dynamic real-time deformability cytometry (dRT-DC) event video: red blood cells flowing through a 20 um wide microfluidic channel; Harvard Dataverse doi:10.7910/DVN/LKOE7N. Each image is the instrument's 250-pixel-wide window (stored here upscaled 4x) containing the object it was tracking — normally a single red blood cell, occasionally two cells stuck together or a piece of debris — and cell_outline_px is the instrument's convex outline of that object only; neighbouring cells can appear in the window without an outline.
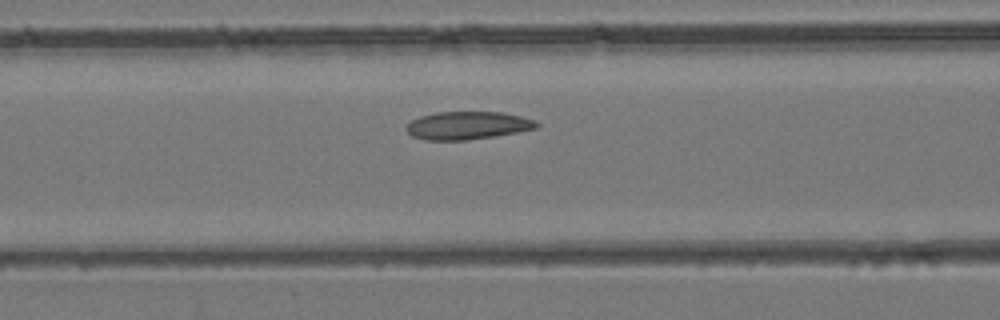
{"species": "common noctule bat (a hibernating species)", "species_latin": "Nyctalus noctula", "temperature_condition": "room temperature", "stored_images_in_passage": 43, "camera_frame_rate_fps": 3000, "um_per_image_px": 0.085, "animal": {"sex": "female", "body_mass_g": 24.6, "forearm_length_mm": 56.2}, "frame": {"image": 1, "passage_image": 15, "time_ms": 4.667, "image_size_px": [1000, 320], "cell_outline_px": [[540, 124], [536, 128], [516, 132], [468, 140], [424, 140], [412, 136], [404, 128], [412, 120], [420, 116], [436, 112], [500, 112], [520, 116], [536, 120]], "centroid_in_image_um": [39.72, 10.66], "position_along_channel_um": 126.9, "area_um2": 21.1}}
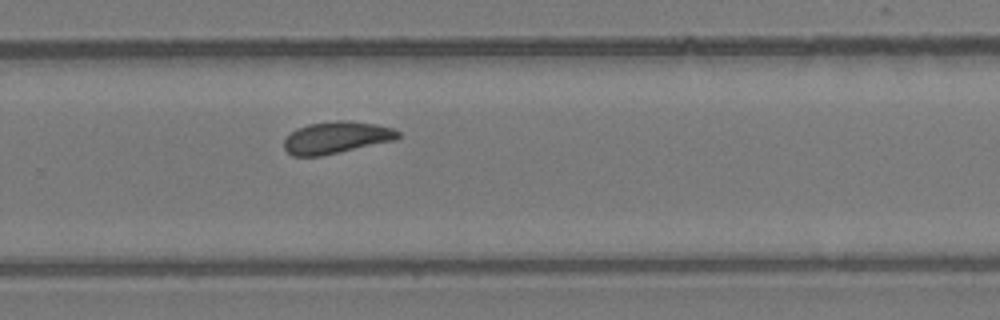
{"frame": {"image": 2, "passage_image": 27, "time_ms": 8.667, "image_size_px": [1000, 320], "cell_outline_px": [[400, 136], [396, 140], [340, 152], [320, 156], [292, 156], [284, 148], [284, 140], [296, 128], [308, 124], [336, 120], [344, 120], [376, 124], [392, 128], [400, 132]], "centroid_in_image_um": [28.6, 11.69], "position_along_channel_um": 301.2, "area_um2": 21.21}}
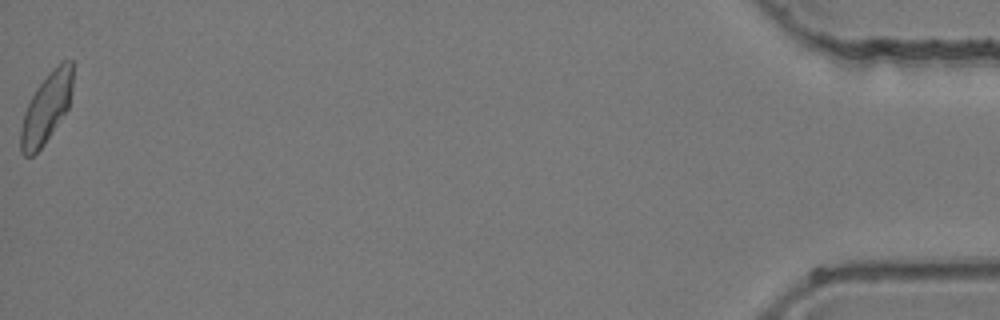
{"frame": {"image": 3, "passage_image": 43, "time_ms": 14.0, "image_size_px": [1000, 320], "cell_outline_px": [[72, 88], [68, 108], [44, 144], [32, 156], [24, 156], [20, 152], [20, 128], [24, 112], [36, 88], [48, 72], [60, 60], [72, 60]], "centroid_in_image_um": [3.93, 9.16], "position_along_channel_um": 431.3, "area_um2": 21.15}}